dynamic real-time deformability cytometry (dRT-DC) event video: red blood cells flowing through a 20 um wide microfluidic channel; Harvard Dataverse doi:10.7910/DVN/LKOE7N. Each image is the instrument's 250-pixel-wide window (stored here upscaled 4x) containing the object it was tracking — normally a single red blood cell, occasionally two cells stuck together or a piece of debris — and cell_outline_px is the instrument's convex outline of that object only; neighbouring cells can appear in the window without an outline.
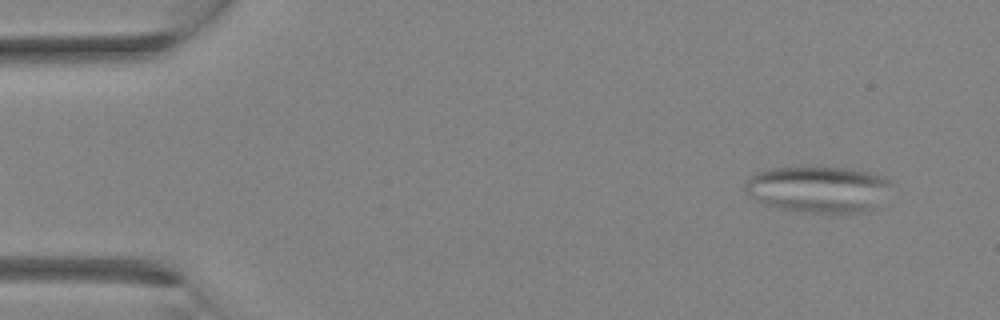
{"species": "Egyptian fruit bat (a non-hibernating species)", "species_latin": "Rousettus aegyptiacus", "temperature_condition": "room temperature", "stored_images_in_passage": 3, "camera_frame_rate_fps": 3000, "um_per_image_px": 0.085, "animal": {"sex": "female"}, "frame": {"image": 1, "passage_image": 1, "time_ms": 0.0, "image_size_px": [1000, 320], "cell_outline_px": [[892, 184], [876, 208], [844, 216], [792, 212], [764, 204], [752, 196], [744, 188], [744, 184], [756, 172], [768, 168], [844, 168], [868, 172], [884, 176]], "centroid_in_image_um": [69.58, 16.15], "position_along_channel_um": 15.4, "area_um2": 40.17}}
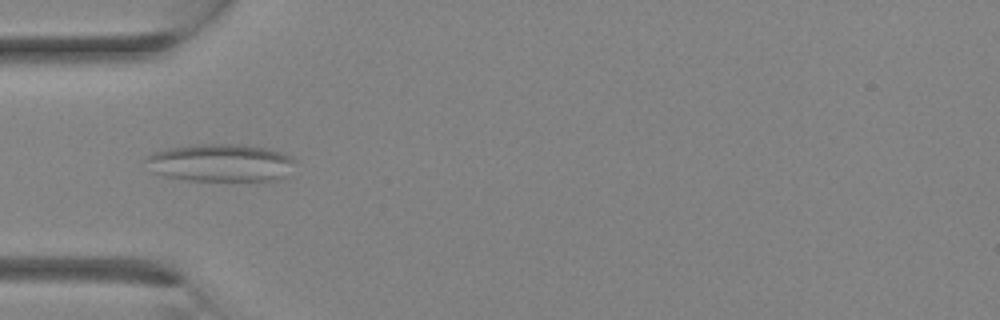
{"frame": {"image": 2, "passage_image": 3, "time_ms": 2.333, "image_size_px": [1000, 320], "cell_outline_px": [[296, 160], [284, 176], [276, 180], [188, 180], [164, 176], [152, 172], [144, 160], [144, 156], [152, 152], [168, 148], [200, 144], [244, 144], [264, 148], [280, 152], [292, 156]], "centroid_in_image_um": [18.69, 13.82], "position_along_channel_um": 66.3, "area_um2": 32.71}}